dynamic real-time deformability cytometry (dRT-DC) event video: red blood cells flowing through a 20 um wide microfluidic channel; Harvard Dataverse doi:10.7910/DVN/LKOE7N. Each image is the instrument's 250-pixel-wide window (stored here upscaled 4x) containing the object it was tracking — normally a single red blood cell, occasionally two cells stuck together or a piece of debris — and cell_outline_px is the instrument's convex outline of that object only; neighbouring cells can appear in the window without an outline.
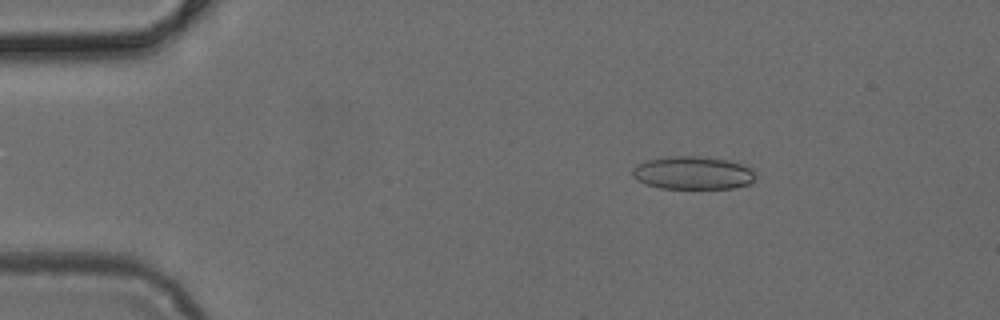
{"species": "common noctule bat (a hibernating species)", "species_latin": "Nyctalus noctula", "temperature_condition": "cold", "stored_images_in_passage": 5, "camera_frame_rate_fps": 3000, "um_per_image_px": 0.085, "animal": {"sex": "female", "body_mass_g": 24.6, "forearm_length_mm": 56.2}, "frame": {"image": 1, "passage_image": 3, "time_ms": 0.667, "image_size_px": [1000, 320], "cell_outline_px": [[756, 176], [748, 184], [732, 188], [660, 188], [644, 184], [636, 180], [632, 176], [632, 168], [636, 164], [648, 160], [672, 156], [696, 156], [728, 160], [744, 164], [756, 168]], "centroid_in_image_um": [58.91, 14.69], "position_along_channel_um": 26.1, "area_um2": 23.93}}